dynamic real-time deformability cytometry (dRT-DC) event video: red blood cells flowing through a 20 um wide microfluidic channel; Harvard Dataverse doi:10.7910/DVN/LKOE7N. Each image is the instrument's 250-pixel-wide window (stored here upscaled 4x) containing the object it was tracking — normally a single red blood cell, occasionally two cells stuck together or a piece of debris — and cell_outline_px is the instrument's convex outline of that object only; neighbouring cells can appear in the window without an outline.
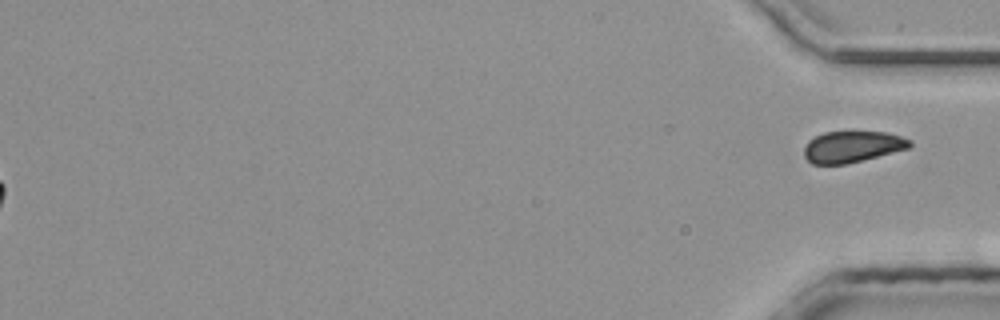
{"species": "common noctule bat (a hibernating species)", "species_latin": "Nyctalus noctula", "temperature_condition": "room temperature", "stored_images_in_passage": 44, "segment_of_instrument_passage": [2, 2], "camera_frame_rate_fps": 3000, "um_per_image_px": 0.085, "animal": {"sex": "male", "body_mass_g": 20.4}, "frame": {"image": 1, "passage_image": 44, "time_ms": 14.333, "image_size_px": [1000, 320], "cell_outline_px": [[912, 144], [908, 148], [844, 164], [812, 164], [804, 156], [804, 148], [808, 140], [824, 132], [852, 128], [888, 132], [912, 140]], "centroid_in_image_um": [72.43, 12.4], "position_along_channel_um": 362.8, "area_um2": 19.94}}